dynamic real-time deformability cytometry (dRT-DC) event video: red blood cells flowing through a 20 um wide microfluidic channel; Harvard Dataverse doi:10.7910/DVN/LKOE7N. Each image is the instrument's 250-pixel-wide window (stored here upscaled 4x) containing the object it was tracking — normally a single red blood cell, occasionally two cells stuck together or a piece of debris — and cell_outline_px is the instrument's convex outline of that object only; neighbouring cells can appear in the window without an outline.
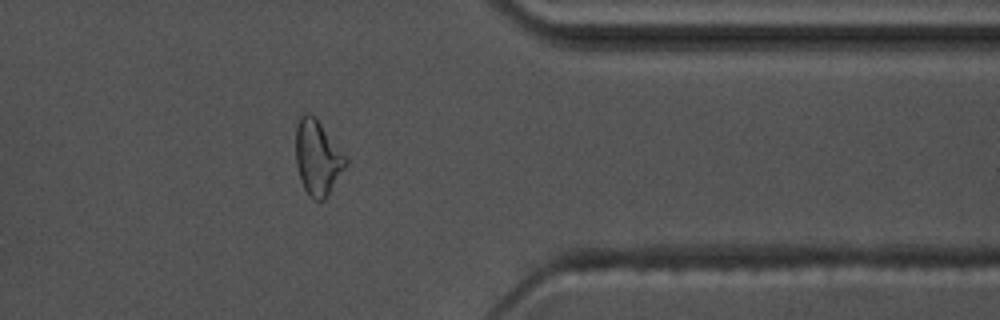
{"species": "common noctule bat (a hibernating species)", "species_latin": "Nyctalus noctula", "temperature_condition": "warm", "stored_images_in_passage": 51, "camera_frame_rate_fps": 3000, "um_per_image_px": 0.085, "animal": {"sex": "male", "body_mass_g": 17.5, "forearm_length_mm": 52.3}, "frame": {"image": 1, "passage_image": 44, "time_ms": 14.333, "image_size_px": [1000, 320], "cell_outline_px": [[348, 164], [328, 196], [324, 200], [312, 200], [308, 196], [300, 180], [296, 164], [296, 124], [300, 116], [304, 112], [308, 112], [316, 116], [348, 156]], "centroid_in_image_um": [27.02, 13.38], "position_along_channel_um": 384.4, "area_um2": 22.6}, "authors_computed_cell_mechanics": {"area_um2": 19.8832, "velocity_mm_per_s": 3.6397, "shape_relaxation_time_tau1_ms": 9.5876, "shape_relaxation_time_tau2_ms": 2.2372, "deformation_change_tau1": 0.2559, "deformation_change_tau2": 0.1015}}